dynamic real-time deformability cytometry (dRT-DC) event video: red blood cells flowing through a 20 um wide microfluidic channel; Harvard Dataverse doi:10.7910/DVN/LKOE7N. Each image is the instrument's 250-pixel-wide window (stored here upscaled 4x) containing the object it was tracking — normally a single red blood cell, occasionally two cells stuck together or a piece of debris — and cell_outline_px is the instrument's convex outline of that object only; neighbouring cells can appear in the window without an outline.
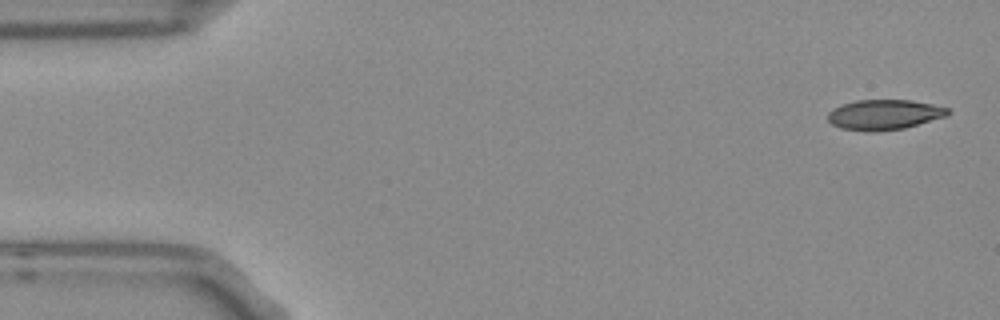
{"species": "Egyptian fruit bat (a non-hibernating species)", "species_latin": "Rousettus aegyptiacus", "temperature_condition": "room temperature", "stored_images_in_passage": 6, "camera_frame_rate_fps": 3000, "um_per_image_px": 0.085, "frame": {"image": 1, "passage_image": 1, "time_ms": 0.0, "image_size_px": [1000, 320], "cell_outline_px": [[952, 112], [948, 116], [904, 128], [876, 132], [864, 132], [840, 128], [832, 124], [828, 120], [828, 112], [844, 104], [856, 100], [912, 100], [932, 104], [948, 108]], "centroid_in_image_um": [75.19, 9.76], "position_along_channel_um": 9.8, "area_um2": 21.21}}
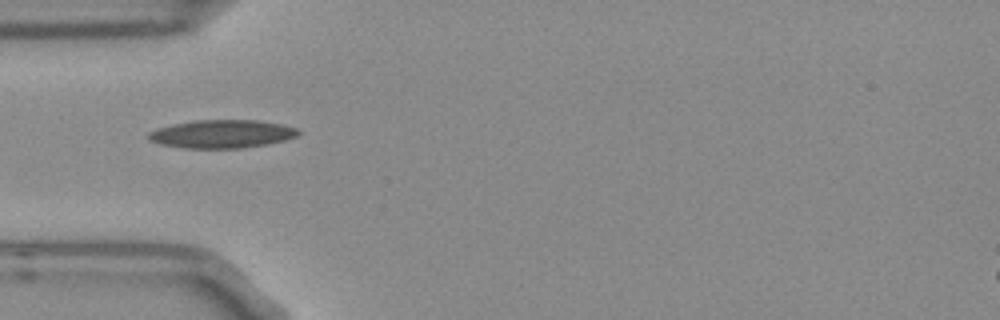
{"frame": {"image": 2, "passage_image": 5, "time_ms": 1.333, "image_size_px": [1000, 320], "cell_outline_px": [[300, 132], [296, 136], [284, 140], [268, 144], [240, 148], [184, 148], [160, 144], [148, 140], [148, 132], [156, 128], [172, 124], [196, 120], [256, 120], [280, 124], [296, 128]], "centroid_in_image_um": [18.81, 11.38], "position_along_channel_um": 66.2, "area_um2": 24.57}}
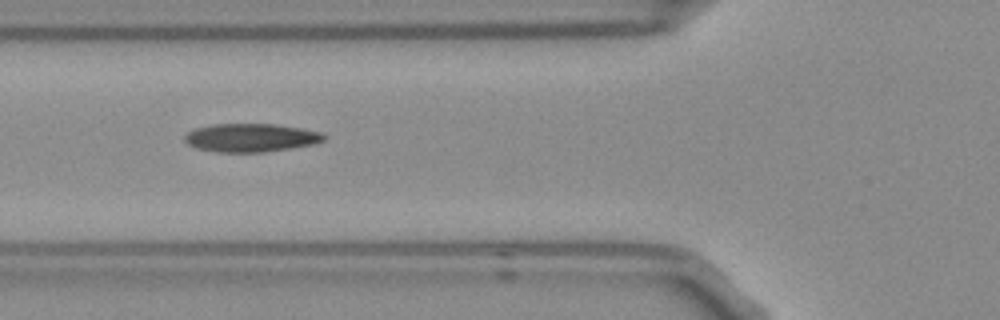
{"frame": {"image": 3, "passage_image": 6, "time_ms": 1.667, "image_size_px": [1000, 320], "cell_outline_px": [[328, 136], [324, 140], [312, 144], [264, 152], [216, 152], [196, 148], [188, 144], [184, 140], [184, 136], [188, 132], [196, 128], [212, 124], [276, 124], [300, 128], [320, 132]], "centroid_in_image_um": [21.3, 11.7], "position_along_channel_um": 104.5, "area_um2": 22.89}}